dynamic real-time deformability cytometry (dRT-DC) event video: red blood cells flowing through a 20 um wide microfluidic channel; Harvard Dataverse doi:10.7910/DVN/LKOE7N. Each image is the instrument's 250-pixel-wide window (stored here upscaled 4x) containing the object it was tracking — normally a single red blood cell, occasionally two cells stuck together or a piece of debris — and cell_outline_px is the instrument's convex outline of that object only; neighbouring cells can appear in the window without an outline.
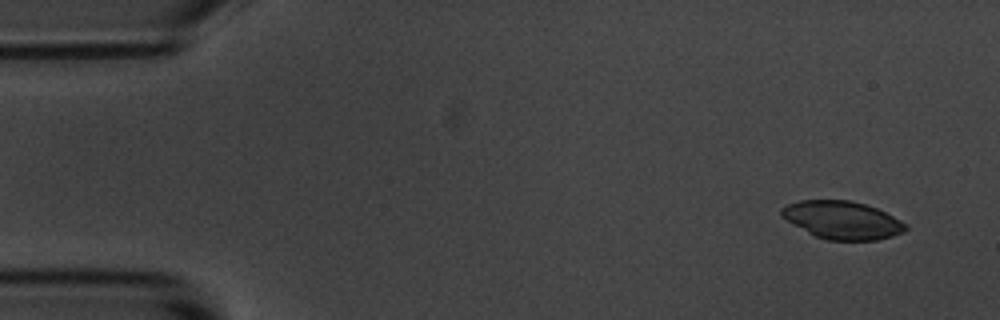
{"species": "common noctule bat (a hibernating species)", "species_latin": "Nyctalus noctula", "temperature_condition": "room temperature", "stored_images_in_passage": 4, "camera_frame_rate_fps": 3000, "um_per_image_px": 0.085, "animal": {"sex": "male", "body_mass_g": 20.1, "forearm_length_mm": 53.5}, "frame": {"image": 1, "passage_image": 1, "time_ms": 0.0, "image_size_px": [1000, 320], "cell_outline_px": [[908, 228], [904, 232], [892, 236], [876, 240], [828, 240], [816, 236], [808, 232], [780, 216], [780, 208], [788, 204], [800, 200], [852, 200], [876, 208], [908, 224]], "centroid_in_image_um": [71.6, 18.7], "position_along_channel_um": 13.4, "area_um2": 27.28}}
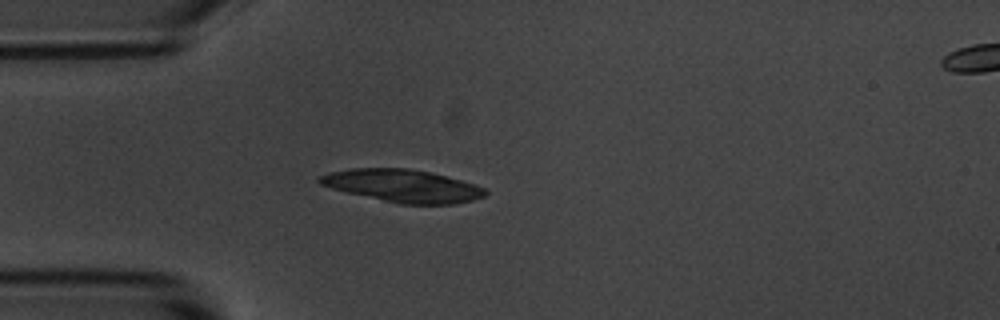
{"frame": {"image": 2, "passage_image": 4, "time_ms": 3.667, "image_size_px": [1000, 320], "cell_outline_px": [[488, 192], [484, 196], [472, 200], [452, 204], [400, 204], [348, 192], [332, 188], [320, 184], [316, 180], [320, 176], [328, 172], [352, 168], [408, 168], [428, 172], [476, 184], [484, 188]], "centroid_in_image_um": [34.22, 15.79], "position_along_channel_um": 50.8, "area_um2": 31.15}}